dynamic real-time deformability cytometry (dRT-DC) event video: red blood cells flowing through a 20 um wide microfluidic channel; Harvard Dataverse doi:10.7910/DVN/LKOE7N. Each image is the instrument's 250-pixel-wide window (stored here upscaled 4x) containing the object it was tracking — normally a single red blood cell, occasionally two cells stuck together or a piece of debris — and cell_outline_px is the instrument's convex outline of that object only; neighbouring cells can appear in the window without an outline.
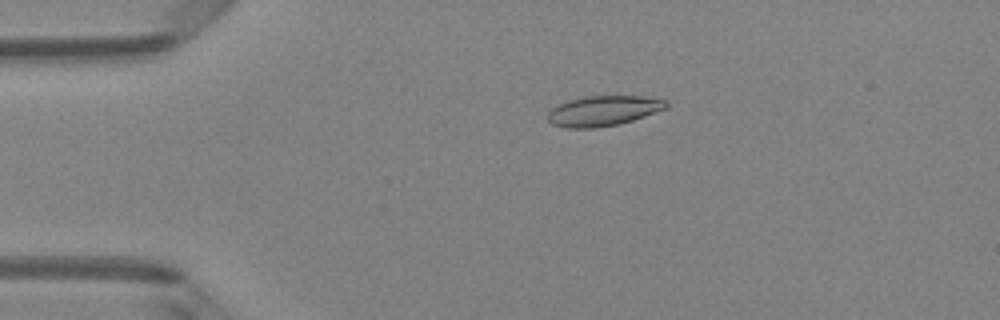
{"species": "Egyptian fruit bat (a non-hibernating species)", "species_latin": "Rousettus aegyptiacus", "temperature_condition": "room temperature", "stored_images_in_passage": 5, "camera_frame_rate_fps": 3000, "um_per_image_px": 0.085, "animal": {"sex": "female"}, "frame": {"image": 1, "passage_image": 5, "time_ms": 1.333, "image_size_px": [1000, 320], "cell_outline_px": [[668, 108], [620, 124], [596, 128], [568, 128], [552, 124], [548, 120], [548, 112], [552, 108], [568, 100], [584, 96], [644, 96], [668, 100]], "centroid_in_image_um": [51.3, 9.42], "position_along_channel_um": 33.7, "area_um2": 20.92}}